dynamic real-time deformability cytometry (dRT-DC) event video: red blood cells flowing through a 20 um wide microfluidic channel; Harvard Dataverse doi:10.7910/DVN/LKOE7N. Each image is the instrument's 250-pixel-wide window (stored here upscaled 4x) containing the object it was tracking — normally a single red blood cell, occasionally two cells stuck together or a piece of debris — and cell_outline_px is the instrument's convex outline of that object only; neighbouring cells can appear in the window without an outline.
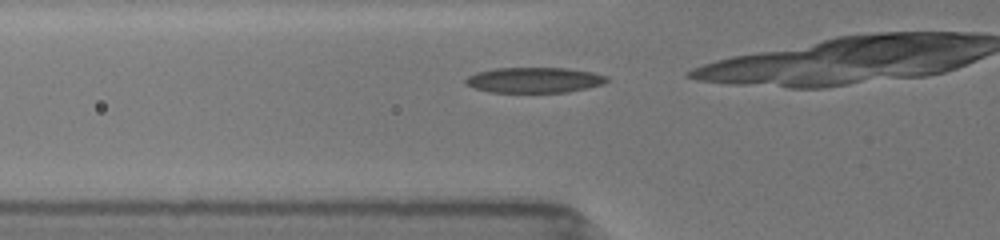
{"species": "common noctule bat (a hibernating species)", "species_latin": "Nyctalus noctula", "temperature_condition": "room temperature", "stored_images_in_passage": 8, "camera_frame_rate_fps": 3000, "um_per_image_px": 0.085, "animal": {"sex": "female", "body_mass_g": 19.5, "forearm_length_mm": 54.1}, "frame": {"image": 1, "passage_image": 5, "time_ms": 1.0, "image_size_px": [1000, 240], "cell_outline_px": [[608, 80], [600, 84], [568, 92], [488, 92], [464, 84], [464, 80], [468, 76], [476, 72], [496, 68], [568, 68], [592, 72], [608, 76]], "centroid_in_image_um": [45.36, 6.8], "position_along_channel_um": 80.4, "area_um2": 20.81}}